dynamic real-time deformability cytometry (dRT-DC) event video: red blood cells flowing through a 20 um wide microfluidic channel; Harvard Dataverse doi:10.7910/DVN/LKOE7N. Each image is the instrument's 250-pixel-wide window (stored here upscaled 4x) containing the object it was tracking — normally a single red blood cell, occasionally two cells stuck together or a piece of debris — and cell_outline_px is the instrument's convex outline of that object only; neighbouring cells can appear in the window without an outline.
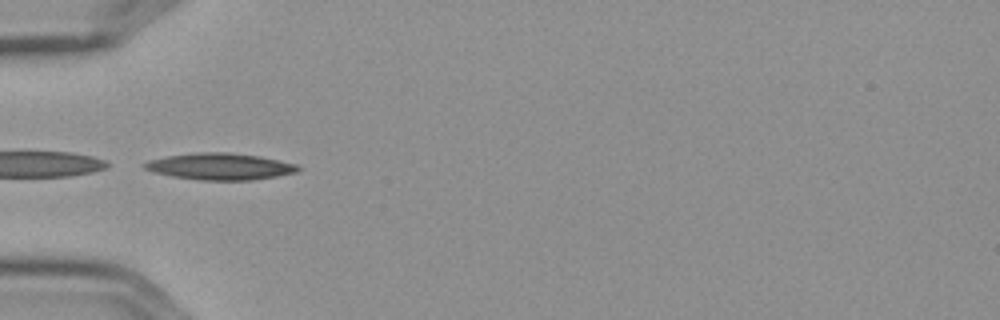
{"species": "Egyptian fruit bat (a non-hibernating species)", "species_latin": "Rousettus aegyptiacus", "temperature_condition": "cold", "stored_images_in_passage": 5, "camera_frame_rate_fps": 3000, "um_per_image_px": 0.085, "frame": {"image": 1, "passage_image": 4, "time_ms": 1.0, "image_size_px": [1000, 320], "cell_outline_px": [[300, 168], [296, 172], [276, 176], [252, 180], [200, 180], [172, 176], [152, 172], [144, 168], [140, 164], [148, 160], [168, 156], [200, 152], [228, 152], [260, 156], [296, 164]], "centroid_in_image_um": [18.66, 14.15], "position_along_channel_um": 66.3, "area_um2": 23.76}}
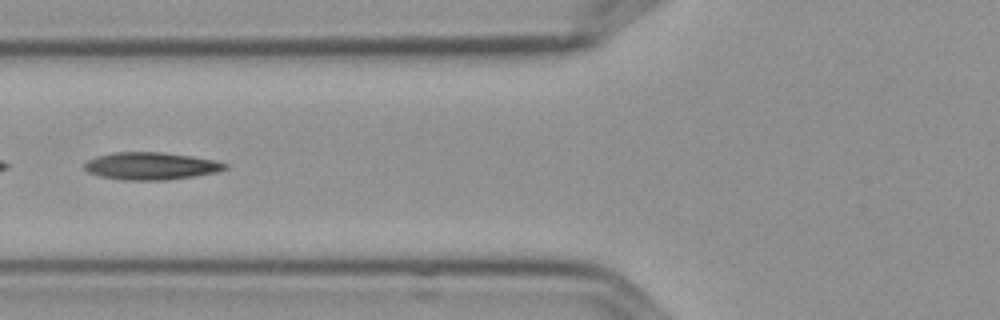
{"frame": {"image": 2, "passage_image": 5, "time_ms": 1.333, "image_size_px": [1000, 320], "cell_outline_px": [[228, 168], [216, 172], [196, 176], [168, 180], [120, 180], [100, 176], [88, 172], [84, 168], [84, 164], [88, 160], [96, 156], [116, 152], [160, 152], [192, 156], [216, 160], [228, 164]], "centroid_in_image_um": [12.85, 14.11], "position_along_channel_um": 113.0, "area_um2": 22.6}}